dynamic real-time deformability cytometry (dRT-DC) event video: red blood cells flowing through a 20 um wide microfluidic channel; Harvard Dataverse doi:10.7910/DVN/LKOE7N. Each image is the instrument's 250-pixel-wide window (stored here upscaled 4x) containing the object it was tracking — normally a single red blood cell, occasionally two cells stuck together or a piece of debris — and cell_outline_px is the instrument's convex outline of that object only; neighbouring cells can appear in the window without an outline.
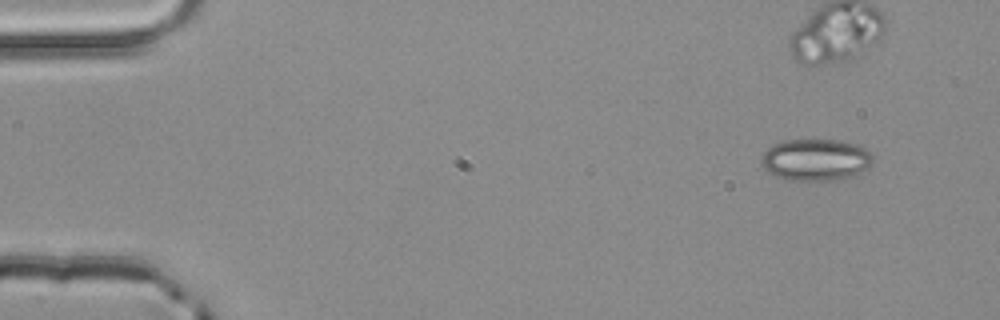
{"species": "common noctule bat (a hibernating species)", "species_latin": "Nyctalus noctula", "temperature_condition": "room temperature", "stored_images_in_passage": 4, "camera_frame_rate_fps": 3000, "um_per_image_px": 0.085, "animal": {"sex": "male", "body_mass_g": 20.4}, "frame": {"image": 1, "passage_image": 1, "time_ms": 0.0, "image_size_px": [1000, 320], "cell_outline_px": [[872, 164], [860, 172], [852, 176], [836, 180], [816, 184], [792, 180], [776, 176], [768, 172], [760, 164], [764, 152], [772, 144], [784, 140], [840, 140], [856, 144], [864, 148], [872, 156]], "centroid_in_image_um": [69.31, 13.62], "position_along_channel_um": 15.7, "area_um2": 27.69}}